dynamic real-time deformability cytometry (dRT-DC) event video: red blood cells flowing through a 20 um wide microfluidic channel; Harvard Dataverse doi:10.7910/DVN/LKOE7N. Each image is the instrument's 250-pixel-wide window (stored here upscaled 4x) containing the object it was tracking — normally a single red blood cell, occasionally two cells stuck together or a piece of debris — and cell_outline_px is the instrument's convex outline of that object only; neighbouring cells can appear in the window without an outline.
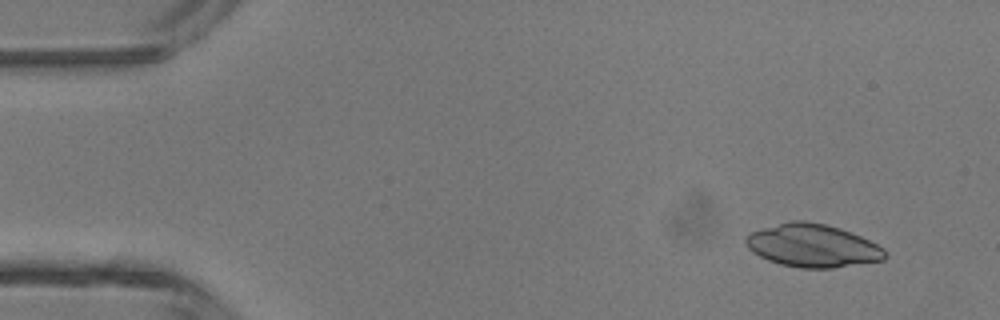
{"species": "common noctule bat (a hibernating species)", "species_latin": "Nyctalus noctula", "temperature_condition": "room temperature", "stored_images_in_passage": 5, "camera_frame_rate_fps": 3000, "um_per_image_px": 0.085, "animal": {"sex": "male", "body_mass_g": 13.3}, "frame": {"image": 1, "passage_image": 1, "time_ms": 0.0, "image_size_px": [1000, 320], "cell_outline_px": [[884, 260], [832, 268], [800, 268], [780, 264], [768, 260], [752, 252], [748, 248], [744, 240], [752, 232], [788, 220], [804, 220], [824, 224], [840, 228], [860, 236], [884, 248]], "centroid_in_image_um": [69.05, 20.88], "position_along_channel_um": 16.0, "area_um2": 34.62}}